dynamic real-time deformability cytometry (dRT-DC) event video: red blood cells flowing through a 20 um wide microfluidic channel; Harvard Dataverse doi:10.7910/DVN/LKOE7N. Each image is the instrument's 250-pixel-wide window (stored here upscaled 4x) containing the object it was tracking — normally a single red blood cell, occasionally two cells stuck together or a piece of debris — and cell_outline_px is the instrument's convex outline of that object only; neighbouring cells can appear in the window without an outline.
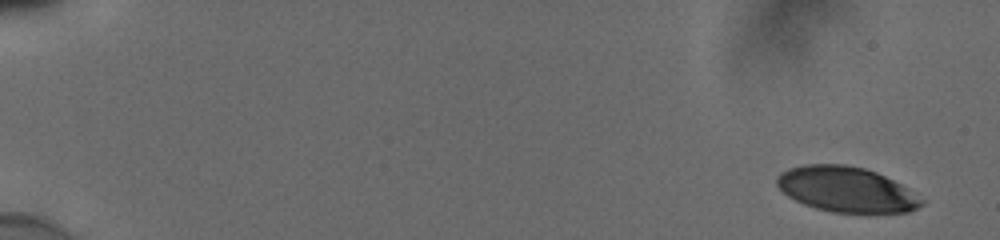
{"species": "human", "species_latin": "Homo sapiens", "temperature_condition": "cold", "stored_images_in_passage": 54, "camera_frame_rate_fps": 3000, "um_per_image_px": 0.085, "donor": {"sex": "male"}, "frame": {"image": 1, "passage_image": 1, "time_ms": 0.0, "image_size_px": [1000, 240], "cell_outline_px": [[924, 204], [908, 212], [836, 212], [816, 208], [804, 204], [788, 196], [776, 184], [776, 176], [780, 172], [788, 168], [804, 164], [844, 164], [864, 168], [876, 172], [900, 184], [924, 200]], "centroid_in_image_um": [71.9, 16.08], "position_along_channel_um": 13.1, "area_um2": 37.8}}
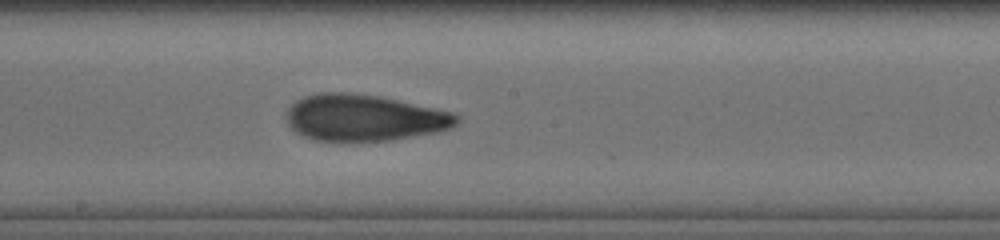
{"frame": {"image": 2, "passage_image": 31, "time_ms": 10.0, "image_size_px": [1000, 240], "cell_outline_px": [[460, 120], [456, 124], [448, 128], [436, 132], [392, 140], [312, 140], [296, 132], [288, 124], [288, 108], [296, 100], [304, 96], [320, 92], [348, 92], [380, 96], [452, 112], [460, 116]], "centroid_in_image_um": [30.95, 9.99], "position_along_channel_um": 217.2, "area_um2": 45.78}}
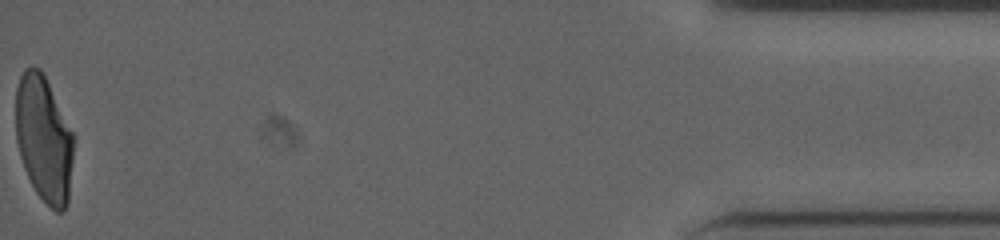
{"frame": {"image": 3, "passage_image": 54, "time_ms": 17.667, "image_size_px": [1000, 240], "cell_outline_px": [[76, 136], [68, 204], [64, 212], [56, 212], [36, 192], [24, 168], [20, 156], [16, 140], [16, 88], [20, 76], [24, 68], [32, 64], [40, 68]], "centroid_in_image_um": [3.76, 11.79], "position_along_channel_um": 431.4, "area_um2": 43.23}, "authors_computed_cell_mechanics": {"area_um2": 43.4078, "velocity_mm_per_s": 3.8636, "shape_relaxation_time_tau1_ms": 6.3037, "shape_relaxation_time_tau2_ms": 1.8542, "deformation_change_tau1": 0.2085, "deformation_change_tau2": 0.0954}}